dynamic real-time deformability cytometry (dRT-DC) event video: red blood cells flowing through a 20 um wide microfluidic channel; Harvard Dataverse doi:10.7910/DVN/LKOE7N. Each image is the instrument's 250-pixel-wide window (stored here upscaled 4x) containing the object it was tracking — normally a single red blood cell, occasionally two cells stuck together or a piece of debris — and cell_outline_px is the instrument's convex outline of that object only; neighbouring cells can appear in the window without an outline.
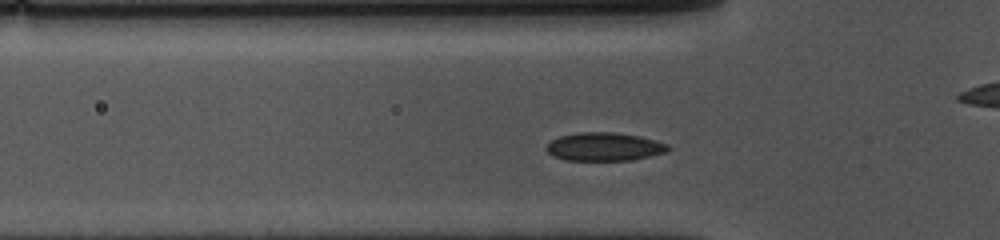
{"species": "common noctule bat (a hibernating species)", "species_latin": "Nyctalus noctula", "temperature_condition": "cold", "stored_images_in_passage": 40, "camera_frame_rate_fps": 3000, "um_per_image_px": 0.085, "animal": {"sex": "female", "body_mass_g": 10.0, "forearm_length_mm": 53.1}, "frame": {"image": 1, "passage_image": 11, "time_ms": 3.333, "image_size_px": [1000, 240], "cell_outline_px": [[672, 148], [664, 152], [632, 160], [564, 160], [552, 156], [544, 148], [552, 140], [560, 136], [580, 132], [612, 132], [640, 136], [668, 144]], "centroid_in_image_um": [51.34, 12.47], "position_along_channel_um": 74.5, "area_um2": 20.0}}
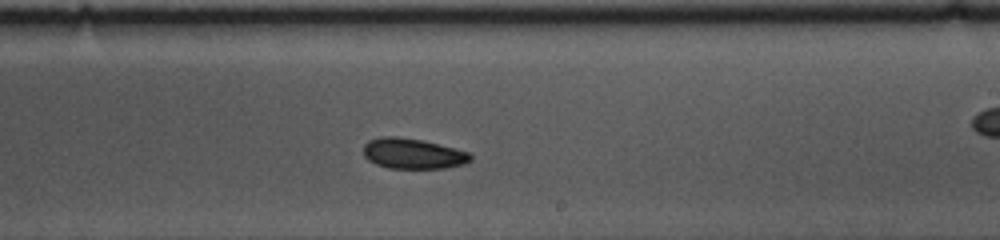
{"frame": {"image": 2, "passage_image": 26, "time_ms": 8.333, "image_size_px": [1000, 240], "cell_outline_px": [[472, 160], [464, 164], [444, 168], [388, 168], [376, 164], [368, 160], [364, 156], [364, 144], [368, 140], [380, 136], [396, 136], [420, 140], [472, 152]], "centroid_in_image_um": [35.1, 13.05], "position_along_channel_um": 253.9, "area_um2": 19.07}}
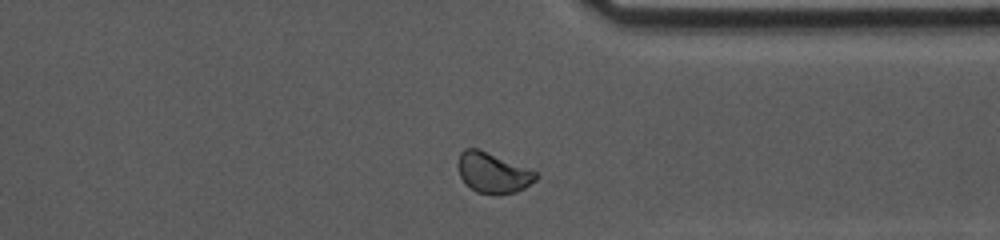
{"frame": {"image": 3, "passage_image": 36, "time_ms": 11.667, "image_size_px": [1000, 240], "cell_outline_px": [[540, 176], [536, 180], [524, 188], [516, 192], [496, 196], [476, 192], [464, 184], [460, 176], [456, 164], [460, 152], [464, 148], [476, 148], [540, 172]], "centroid_in_image_um": [41.9, 14.71], "position_along_channel_um": 369.5, "area_um2": 18.84}, "authors_computed_cell_mechanics": {"area_um2": 19.4208, "velocity_mm_per_s": 3.5794, "shape_relaxation_time_tau1_ms": null, "shape_relaxation_time_tau2_ms": 4.0808, "deformation_change_tau1": null, "deformation_change_tau2": 0.0434}}